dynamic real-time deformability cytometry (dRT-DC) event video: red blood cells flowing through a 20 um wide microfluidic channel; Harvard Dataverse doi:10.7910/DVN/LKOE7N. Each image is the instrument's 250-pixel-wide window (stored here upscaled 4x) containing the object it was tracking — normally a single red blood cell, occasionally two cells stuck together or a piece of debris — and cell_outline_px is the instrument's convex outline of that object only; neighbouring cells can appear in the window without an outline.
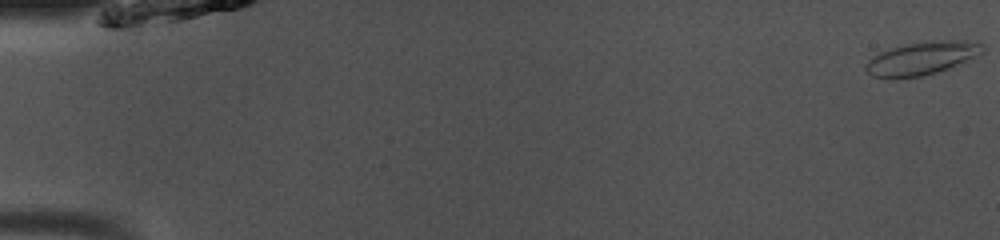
{"species": "common noctule bat (a hibernating species)", "species_latin": "Nyctalus noctula", "temperature_condition": "room temperature", "stored_images_in_passage": 50, "camera_frame_rate_fps": 3000, "um_per_image_px": 0.085, "animal": {"sex": "male", "body_mass_g": 13.0, "forearm_length_mm": 53.1}, "frame": {"image": 1, "passage_image": 1, "time_ms": 0.0, "image_size_px": [1000, 240], "cell_outline_px": [[984, 52], [980, 56], [948, 68], [924, 76], [896, 80], [872, 76], [864, 68], [868, 60], [872, 56], [880, 52], [904, 44], [932, 40], [976, 40], [984, 44]], "centroid_in_image_um": [78.4, 4.96], "position_along_channel_um": 6.6, "area_um2": 23.24}}
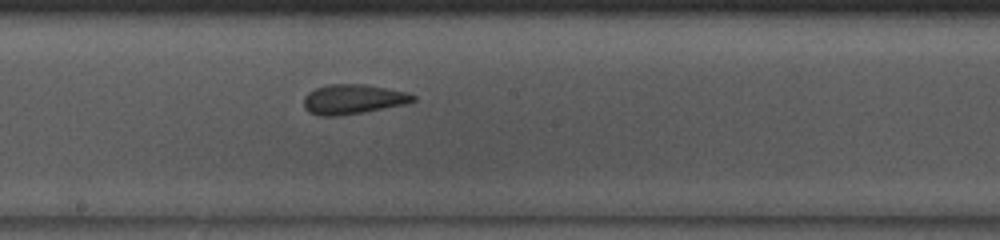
{"frame": {"image": 2, "passage_image": 28, "time_ms": 9.0, "image_size_px": [1000, 240], "cell_outline_px": [[416, 100], [404, 104], [364, 112], [336, 116], [316, 116], [308, 112], [304, 108], [304, 96], [308, 92], [316, 88], [328, 84], [364, 84], [408, 92], [416, 96]], "centroid_in_image_um": [29.97, 8.44], "position_along_channel_um": 218.2, "area_um2": 19.02}}
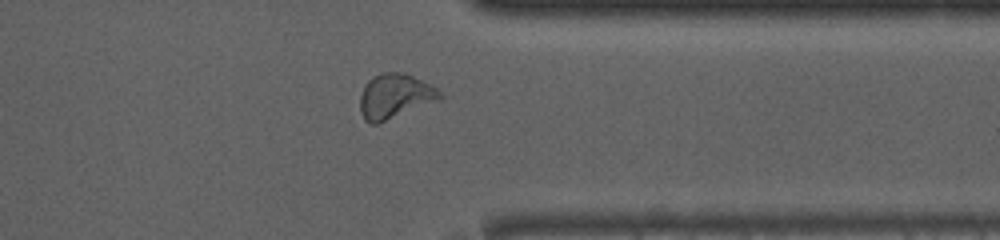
{"frame": {"image": 3, "passage_image": 40, "time_ms": 13.0, "image_size_px": [1000, 240], "cell_outline_px": [[444, 96], [440, 100], [376, 124], [372, 124], [364, 120], [360, 112], [360, 96], [368, 80], [372, 76], [380, 72], [404, 72], [436, 88]], "centroid_in_image_um": [33.55, 8.17], "position_along_channel_um": 377.9, "area_um2": 20.69}, "authors_computed_cell_mechanics": {"area_um2": 20.3745, "velocity_mm_per_s": 4.0609, "shape_relaxation_time_tau1_ms": 6.949, "shape_relaxation_time_tau2_ms": 1.5804, "deformation_change_tau1": 0.1556, "deformation_change_tau2": 0.0803}}